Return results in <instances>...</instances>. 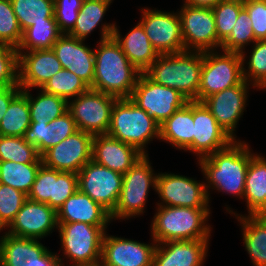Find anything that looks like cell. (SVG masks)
Here are the masks:
<instances>
[{"label":"cell","instance_id":"b9f144b4","mask_svg":"<svg viewBox=\"0 0 266 266\" xmlns=\"http://www.w3.org/2000/svg\"><path fill=\"white\" fill-rule=\"evenodd\" d=\"M26 199L23 192L0 183V232L15 219Z\"/></svg>","mask_w":266,"mask_h":266},{"label":"cell","instance_id":"7c38bea8","mask_svg":"<svg viewBox=\"0 0 266 266\" xmlns=\"http://www.w3.org/2000/svg\"><path fill=\"white\" fill-rule=\"evenodd\" d=\"M161 206L208 208L209 197L205 183L173 173H158L156 190Z\"/></svg>","mask_w":266,"mask_h":266},{"label":"cell","instance_id":"7bdbcfd3","mask_svg":"<svg viewBox=\"0 0 266 266\" xmlns=\"http://www.w3.org/2000/svg\"><path fill=\"white\" fill-rule=\"evenodd\" d=\"M22 33L10 0H0V43L17 49Z\"/></svg>","mask_w":266,"mask_h":266},{"label":"cell","instance_id":"52a82bcc","mask_svg":"<svg viewBox=\"0 0 266 266\" xmlns=\"http://www.w3.org/2000/svg\"><path fill=\"white\" fill-rule=\"evenodd\" d=\"M148 154H144L124 175L120 196L114 211L110 214L112 219H129L141 215L150 187L156 190L157 175L153 173Z\"/></svg>","mask_w":266,"mask_h":266},{"label":"cell","instance_id":"30bf717a","mask_svg":"<svg viewBox=\"0 0 266 266\" xmlns=\"http://www.w3.org/2000/svg\"><path fill=\"white\" fill-rule=\"evenodd\" d=\"M129 98L158 124L189 101L179 91L154 82L145 73H140Z\"/></svg>","mask_w":266,"mask_h":266},{"label":"cell","instance_id":"5b68a950","mask_svg":"<svg viewBox=\"0 0 266 266\" xmlns=\"http://www.w3.org/2000/svg\"><path fill=\"white\" fill-rule=\"evenodd\" d=\"M107 134L148 154L146 145L155 137L159 139L160 124L130 98H120L112 108Z\"/></svg>","mask_w":266,"mask_h":266},{"label":"cell","instance_id":"e575fe53","mask_svg":"<svg viewBox=\"0 0 266 266\" xmlns=\"http://www.w3.org/2000/svg\"><path fill=\"white\" fill-rule=\"evenodd\" d=\"M41 165L22 164L12 161L0 162V183L28 195Z\"/></svg>","mask_w":266,"mask_h":266},{"label":"cell","instance_id":"9c48e42d","mask_svg":"<svg viewBox=\"0 0 266 266\" xmlns=\"http://www.w3.org/2000/svg\"><path fill=\"white\" fill-rule=\"evenodd\" d=\"M118 98L89 89L68 101V111L77 129L93 136L107 134L112 108Z\"/></svg>","mask_w":266,"mask_h":266},{"label":"cell","instance_id":"f35d334b","mask_svg":"<svg viewBox=\"0 0 266 266\" xmlns=\"http://www.w3.org/2000/svg\"><path fill=\"white\" fill-rule=\"evenodd\" d=\"M253 44L249 60L246 62L248 65L247 69L244 67L246 52L243 51L241 53L243 60V79L251 83L253 87L266 89V40H256Z\"/></svg>","mask_w":266,"mask_h":266},{"label":"cell","instance_id":"836d02e7","mask_svg":"<svg viewBox=\"0 0 266 266\" xmlns=\"http://www.w3.org/2000/svg\"><path fill=\"white\" fill-rule=\"evenodd\" d=\"M113 0H83L74 28L68 33L79 40H85L100 25Z\"/></svg>","mask_w":266,"mask_h":266},{"label":"cell","instance_id":"d6a6232c","mask_svg":"<svg viewBox=\"0 0 266 266\" xmlns=\"http://www.w3.org/2000/svg\"><path fill=\"white\" fill-rule=\"evenodd\" d=\"M31 124L27 97L20 92L9 104L0 122L1 136L23 137Z\"/></svg>","mask_w":266,"mask_h":266},{"label":"cell","instance_id":"f1b7e54d","mask_svg":"<svg viewBox=\"0 0 266 266\" xmlns=\"http://www.w3.org/2000/svg\"><path fill=\"white\" fill-rule=\"evenodd\" d=\"M193 101H188L160 124L159 139L186 151L193 143Z\"/></svg>","mask_w":266,"mask_h":266},{"label":"cell","instance_id":"d4e9b609","mask_svg":"<svg viewBox=\"0 0 266 266\" xmlns=\"http://www.w3.org/2000/svg\"><path fill=\"white\" fill-rule=\"evenodd\" d=\"M110 221V213L79 189L57 210L58 223L84 222L107 226Z\"/></svg>","mask_w":266,"mask_h":266},{"label":"cell","instance_id":"8d00e7d4","mask_svg":"<svg viewBox=\"0 0 266 266\" xmlns=\"http://www.w3.org/2000/svg\"><path fill=\"white\" fill-rule=\"evenodd\" d=\"M22 32L32 21L54 18V0H10Z\"/></svg>","mask_w":266,"mask_h":266},{"label":"cell","instance_id":"ee69618b","mask_svg":"<svg viewBox=\"0 0 266 266\" xmlns=\"http://www.w3.org/2000/svg\"><path fill=\"white\" fill-rule=\"evenodd\" d=\"M78 189L77 173L57 170V180H54L53 198H50L46 204L57 211Z\"/></svg>","mask_w":266,"mask_h":266},{"label":"cell","instance_id":"4fadbf2b","mask_svg":"<svg viewBox=\"0 0 266 266\" xmlns=\"http://www.w3.org/2000/svg\"><path fill=\"white\" fill-rule=\"evenodd\" d=\"M0 266H64L39 240L7 233L0 237Z\"/></svg>","mask_w":266,"mask_h":266},{"label":"cell","instance_id":"ba28073f","mask_svg":"<svg viewBox=\"0 0 266 266\" xmlns=\"http://www.w3.org/2000/svg\"><path fill=\"white\" fill-rule=\"evenodd\" d=\"M203 52L198 101L226 88L239 85L243 79V60L241 53L217 51Z\"/></svg>","mask_w":266,"mask_h":266},{"label":"cell","instance_id":"f907efd6","mask_svg":"<svg viewBox=\"0 0 266 266\" xmlns=\"http://www.w3.org/2000/svg\"><path fill=\"white\" fill-rule=\"evenodd\" d=\"M223 0H184V4L192 7L213 8Z\"/></svg>","mask_w":266,"mask_h":266},{"label":"cell","instance_id":"e0dca14e","mask_svg":"<svg viewBox=\"0 0 266 266\" xmlns=\"http://www.w3.org/2000/svg\"><path fill=\"white\" fill-rule=\"evenodd\" d=\"M193 122V143L186 150L199 155V159L226 148L234 141L203 102L193 101Z\"/></svg>","mask_w":266,"mask_h":266},{"label":"cell","instance_id":"d590c367","mask_svg":"<svg viewBox=\"0 0 266 266\" xmlns=\"http://www.w3.org/2000/svg\"><path fill=\"white\" fill-rule=\"evenodd\" d=\"M12 161L22 164H42L37 148L24 137L0 135V162Z\"/></svg>","mask_w":266,"mask_h":266},{"label":"cell","instance_id":"277c9868","mask_svg":"<svg viewBox=\"0 0 266 266\" xmlns=\"http://www.w3.org/2000/svg\"><path fill=\"white\" fill-rule=\"evenodd\" d=\"M151 223L153 242L210 239V208L157 206Z\"/></svg>","mask_w":266,"mask_h":266},{"label":"cell","instance_id":"7a4b0ae2","mask_svg":"<svg viewBox=\"0 0 266 266\" xmlns=\"http://www.w3.org/2000/svg\"><path fill=\"white\" fill-rule=\"evenodd\" d=\"M254 155L246 142L234 140L226 148L199 159V168L208 180L205 183L208 197L212 187L243 199L248 165Z\"/></svg>","mask_w":266,"mask_h":266},{"label":"cell","instance_id":"4dcf8cb0","mask_svg":"<svg viewBox=\"0 0 266 266\" xmlns=\"http://www.w3.org/2000/svg\"><path fill=\"white\" fill-rule=\"evenodd\" d=\"M61 35L62 33L54 18L43 21H32V26L23 31L17 51L51 49Z\"/></svg>","mask_w":266,"mask_h":266},{"label":"cell","instance_id":"681fc988","mask_svg":"<svg viewBox=\"0 0 266 266\" xmlns=\"http://www.w3.org/2000/svg\"><path fill=\"white\" fill-rule=\"evenodd\" d=\"M22 91L19 85L0 87V122L10 102Z\"/></svg>","mask_w":266,"mask_h":266},{"label":"cell","instance_id":"f546056e","mask_svg":"<svg viewBox=\"0 0 266 266\" xmlns=\"http://www.w3.org/2000/svg\"><path fill=\"white\" fill-rule=\"evenodd\" d=\"M244 246L254 266H266V215H239Z\"/></svg>","mask_w":266,"mask_h":266},{"label":"cell","instance_id":"5bb4252c","mask_svg":"<svg viewBox=\"0 0 266 266\" xmlns=\"http://www.w3.org/2000/svg\"><path fill=\"white\" fill-rule=\"evenodd\" d=\"M142 24L146 35L159 55L185 51L178 12L141 9Z\"/></svg>","mask_w":266,"mask_h":266},{"label":"cell","instance_id":"cb8c5ba5","mask_svg":"<svg viewBox=\"0 0 266 266\" xmlns=\"http://www.w3.org/2000/svg\"><path fill=\"white\" fill-rule=\"evenodd\" d=\"M209 241V239H199L157 244L153 266H203Z\"/></svg>","mask_w":266,"mask_h":266},{"label":"cell","instance_id":"7dc6e473","mask_svg":"<svg viewBox=\"0 0 266 266\" xmlns=\"http://www.w3.org/2000/svg\"><path fill=\"white\" fill-rule=\"evenodd\" d=\"M83 0H54V19L62 34H68L78 18Z\"/></svg>","mask_w":266,"mask_h":266},{"label":"cell","instance_id":"2e32d148","mask_svg":"<svg viewBox=\"0 0 266 266\" xmlns=\"http://www.w3.org/2000/svg\"><path fill=\"white\" fill-rule=\"evenodd\" d=\"M93 137L78 129L58 145L45 151L41 155L42 164L58 171L78 173L92 160Z\"/></svg>","mask_w":266,"mask_h":266},{"label":"cell","instance_id":"f6af8a7d","mask_svg":"<svg viewBox=\"0 0 266 266\" xmlns=\"http://www.w3.org/2000/svg\"><path fill=\"white\" fill-rule=\"evenodd\" d=\"M54 180H57V170L45 167L42 164L37 171L27 198L46 203L50 198H53Z\"/></svg>","mask_w":266,"mask_h":266},{"label":"cell","instance_id":"ab89813d","mask_svg":"<svg viewBox=\"0 0 266 266\" xmlns=\"http://www.w3.org/2000/svg\"><path fill=\"white\" fill-rule=\"evenodd\" d=\"M242 8L243 0H223L212 8L217 31V47H221L222 42L230 35Z\"/></svg>","mask_w":266,"mask_h":266},{"label":"cell","instance_id":"ffe728a7","mask_svg":"<svg viewBox=\"0 0 266 266\" xmlns=\"http://www.w3.org/2000/svg\"><path fill=\"white\" fill-rule=\"evenodd\" d=\"M243 80L239 85L226 88L221 92L210 95L202 102L215 117L218 124L234 140H236V126L246 109L249 85Z\"/></svg>","mask_w":266,"mask_h":266},{"label":"cell","instance_id":"9a60e30c","mask_svg":"<svg viewBox=\"0 0 266 266\" xmlns=\"http://www.w3.org/2000/svg\"><path fill=\"white\" fill-rule=\"evenodd\" d=\"M185 50L212 51L217 48V31L212 8L182 5L178 11Z\"/></svg>","mask_w":266,"mask_h":266},{"label":"cell","instance_id":"7402d4cb","mask_svg":"<svg viewBox=\"0 0 266 266\" xmlns=\"http://www.w3.org/2000/svg\"><path fill=\"white\" fill-rule=\"evenodd\" d=\"M52 50L62 68L75 73L90 87L92 86L95 54L94 50L85 45L84 40H79L69 34H62L53 44Z\"/></svg>","mask_w":266,"mask_h":266},{"label":"cell","instance_id":"8fae6325","mask_svg":"<svg viewBox=\"0 0 266 266\" xmlns=\"http://www.w3.org/2000/svg\"><path fill=\"white\" fill-rule=\"evenodd\" d=\"M77 174L79 190L111 214L120 196L123 175L93 160L89 161Z\"/></svg>","mask_w":266,"mask_h":266},{"label":"cell","instance_id":"c3c4849f","mask_svg":"<svg viewBox=\"0 0 266 266\" xmlns=\"http://www.w3.org/2000/svg\"><path fill=\"white\" fill-rule=\"evenodd\" d=\"M256 40H266V0H243Z\"/></svg>","mask_w":266,"mask_h":266},{"label":"cell","instance_id":"60d3db41","mask_svg":"<svg viewBox=\"0 0 266 266\" xmlns=\"http://www.w3.org/2000/svg\"><path fill=\"white\" fill-rule=\"evenodd\" d=\"M252 22L249 20L248 12L243 7L238 15L236 23L230 35L222 42V51L242 53L245 45L256 41Z\"/></svg>","mask_w":266,"mask_h":266},{"label":"cell","instance_id":"d6986e66","mask_svg":"<svg viewBox=\"0 0 266 266\" xmlns=\"http://www.w3.org/2000/svg\"><path fill=\"white\" fill-rule=\"evenodd\" d=\"M102 240L99 266H153L157 243L146 244L131 239L108 236Z\"/></svg>","mask_w":266,"mask_h":266},{"label":"cell","instance_id":"74e56055","mask_svg":"<svg viewBox=\"0 0 266 266\" xmlns=\"http://www.w3.org/2000/svg\"><path fill=\"white\" fill-rule=\"evenodd\" d=\"M41 89L69 101L88 91L90 86L75 73L62 68Z\"/></svg>","mask_w":266,"mask_h":266},{"label":"cell","instance_id":"44dd1931","mask_svg":"<svg viewBox=\"0 0 266 266\" xmlns=\"http://www.w3.org/2000/svg\"><path fill=\"white\" fill-rule=\"evenodd\" d=\"M61 69L52 48L18 52V84L21 89H41Z\"/></svg>","mask_w":266,"mask_h":266},{"label":"cell","instance_id":"ac0fdd59","mask_svg":"<svg viewBox=\"0 0 266 266\" xmlns=\"http://www.w3.org/2000/svg\"><path fill=\"white\" fill-rule=\"evenodd\" d=\"M55 228H58L57 211L46 203L27 198L6 229L13 236L40 240Z\"/></svg>","mask_w":266,"mask_h":266},{"label":"cell","instance_id":"83f0119b","mask_svg":"<svg viewBox=\"0 0 266 266\" xmlns=\"http://www.w3.org/2000/svg\"><path fill=\"white\" fill-rule=\"evenodd\" d=\"M248 215H266V158L255 154L248 165L243 199Z\"/></svg>","mask_w":266,"mask_h":266},{"label":"cell","instance_id":"1f68e13d","mask_svg":"<svg viewBox=\"0 0 266 266\" xmlns=\"http://www.w3.org/2000/svg\"><path fill=\"white\" fill-rule=\"evenodd\" d=\"M28 99L31 122H49L68 111V101L54 94L40 90L36 98L29 89L21 91Z\"/></svg>","mask_w":266,"mask_h":266},{"label":"cell","instance_id":"484cf974","mask_svg":"<svg viewBox=\"0 0 266 266\" xmlns=\"http://www.w3.org/2000/svg\"><path fill=\"white\" fill-rule=\"evenodd\" d=\"M77 130L75 120L67 111L49 122H31L23 137L28 143L34 145L38 153L42 155Z\"/></svg>","mask_w":266,"mask_h":266},{"label":"cell","instance_id":"bcb514c9","mask_svg":"<svg viewBox=\"0 0 266 266\" xmlns=\"http://www.w3.org/2000/svg\"><path fill=\"white\" fill-rule=\"evenodd\" d=\"M18 84V51L7 44L0 43V87Z\"/></svg>","mask_w":266,"mask_h":266},{"label":"cell","instance_id":"8992f818","mask_svg":"<svg viewBox=\"0 0 266 266\" xmlns=\"http://www.w3.org/2000/svg\"><path fill=\"white\" fill-rule=\"evenodd\" d=\"M63 254L70 266L100 264L102 240L107 226H94L84 222L58 223Z\"/></svg>","mask_w":266,"mask_h":266},{"label":"cell","instance_id":"603a6c76","mask_svg":"<svg viewBox=\"0 0 266 266\" xmlns=\"http://www.w3.org/2000/svg\"><path fill=\"white\" fill-rule=\"evenodd\" d=\"M144 154L108 134L95 135L92 141V160L124 175Z\"/></svg>","mask_w":266,"mask_h":266},{"label":"cell","instance_id":"4316f807","mask_svg":"<svg viewBox=\"0 0 266 266\" xmlns=\"http://www.w3.org/2000/svg\"><path fill=\"white\" fill-rule=\"evenodd\" d=\"M112 37L120 45L131 64L141 73H144L159 56L140 22L124 38L115 26Z\"/></svg>","mask_w":266,"mask_h":266},{"label":"cell","instance_id":"6da1fadb","mask_svg":"<svg viewBox=\"0 0 266 266\" xmlns=\"http://www.w3.org/2000/svg\"><path fill=\"white\" fill-rule=\"evenodd\" d=\"M115 26L114 23L101 26V39L94 50L95 71L90 89L118 99L129 98L141 72L131 64L112 37Z\"/></svg>","mask_w":266,"mask_h":266},{"label":"cell","instance_id":"3957f363","mask_svg":"<svg viewBox=\"0 0 266 266\" xmlns=\"http://www.w3.org/2000/svg\"><path fill=\"white\" fill-rule=\"evenodd\" d=\"M203 52L185 50L162 54L144 72L154 82L179 91L189 101H198Z\"/></svg>","mask_w":266,"mask_h":266}]
</instances>
